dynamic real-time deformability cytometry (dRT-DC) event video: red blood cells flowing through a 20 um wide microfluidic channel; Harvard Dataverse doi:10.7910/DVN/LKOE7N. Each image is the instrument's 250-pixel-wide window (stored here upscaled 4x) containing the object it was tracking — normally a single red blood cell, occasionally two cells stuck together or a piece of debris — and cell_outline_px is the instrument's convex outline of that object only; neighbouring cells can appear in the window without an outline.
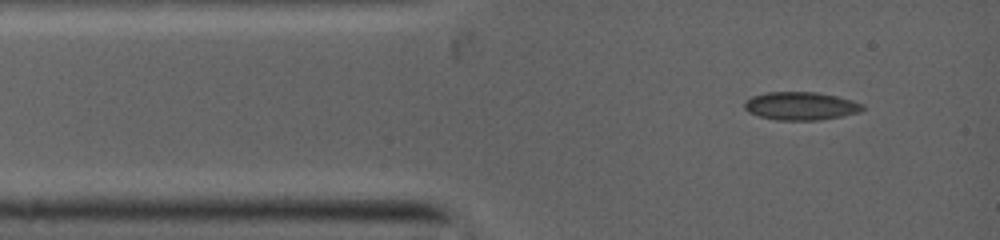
{"species": "common noctule bat (a hibernating species)", "species_latin": "Nyctalus noctula", "temperature_condition": "warm", "stored_images_in_passage": 11, "camera_frame_rate_fps": 5000, "um_per_image_px": 0.085, "animal": {"sex": "female", "body_mass_g": 19.0, "forearm_length_mm": 53.3}, "frame": {"image": 1, "passage_image": 1, "time_ms": 0.0, "image_size_px": [1000, 240], "cell_outline_px": [[864, 108], [860, 112], [840, 116], [816, 120], [780, 120], [760, 116], [748, 112], [744, 108], [744, 100], [752, 96], [764, 92], [816, 92], [836, 96], [852, 100], [864, 104]], "centroid_in_image_um": [68.04, 9.0], "position_along_channel_um": 17.0, "area_um2": 19.31}}
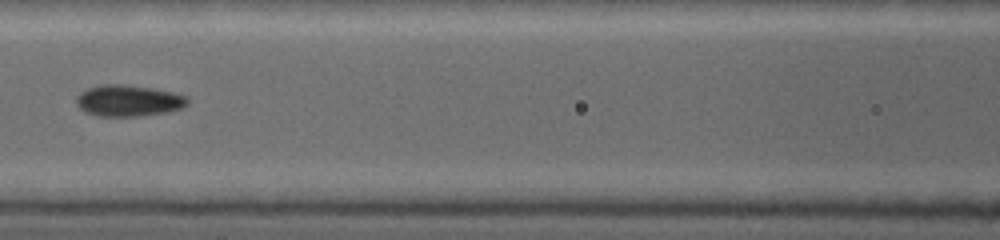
{"frame": {"image": 2, "passage_image": 7, "time_ms": 3.8, "image_size_px": [1000, 240], "cell_outline_px": [[188, 100], [180, 108], [160, 112], [132, 116], [100, 116], [88, 112], [80, 108], [76, 104], [76, 100], [80, 92], [88, 88], [104, 84], [120, 84], [152, 88], [184, 96]], "centroid_in_image_um": [10.82, 8.54], "position_along_channel_um": 155.8, "area_um2": 19.48}}
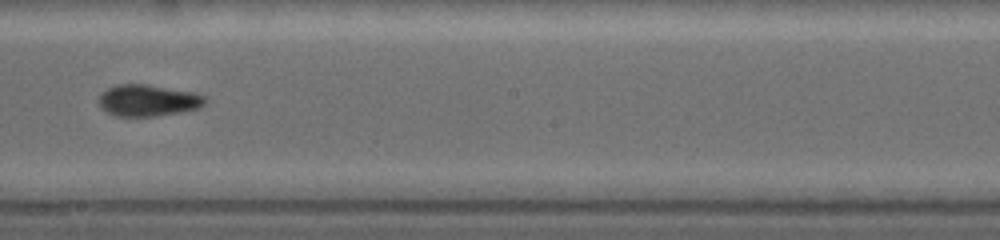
{"frame": {"image": 3, "passage_image": 10, "time_ms": 5.6, "image_size_px": [1000, 240], "cell_outline_px": [[204, 100], [196, 108], [152, 116], [116, 116], [108, 112], [100, 104], [100, 96], [108, 88], [120, 84], [144, 84], [188, 92], [204, 96]], "centroid_in_image_um": [12.49, 8.53], "position_along_channel_um": 235.7, "area_um2": 18.44}}